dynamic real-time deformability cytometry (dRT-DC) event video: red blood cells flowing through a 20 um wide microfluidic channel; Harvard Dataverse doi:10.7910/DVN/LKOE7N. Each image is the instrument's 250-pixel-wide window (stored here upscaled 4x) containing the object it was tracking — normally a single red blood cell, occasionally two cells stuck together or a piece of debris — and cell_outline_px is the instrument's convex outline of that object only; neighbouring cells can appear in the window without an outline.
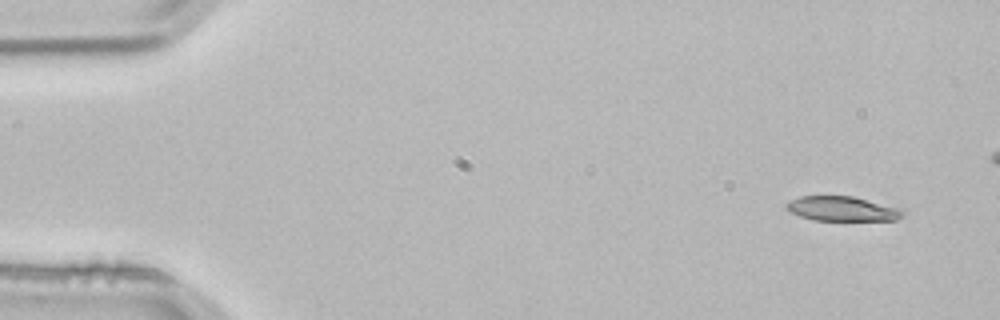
{"species": "common noctule bat (a hibernating species)", "species_latin": "Nyctalus noctula", "temperature_condition": "room temperature", "stored_images_in_passage": 4, "camera_frame_rate_fps": 3000, "um_per_image_px": 0.085, "animal": {"sex": "male", "body_mass_g": 21.5, "forearm_length_mm": 52.0}, "frame": {"image": 1, "passage_image": 1, "time_ms": 0.0, "image_size_px": [1000, 320], "cell_outline_px": [[904, 216], [896, 220], [812, 220], [788, 212], [784, 208], [784, 204], [788, 200], [800, 196], [852, 196], [904, 208]], "centroid_in_image_um": [71.57, 17.74], "position_along_channel_um": 13.4, "area_um2": 17.11}}